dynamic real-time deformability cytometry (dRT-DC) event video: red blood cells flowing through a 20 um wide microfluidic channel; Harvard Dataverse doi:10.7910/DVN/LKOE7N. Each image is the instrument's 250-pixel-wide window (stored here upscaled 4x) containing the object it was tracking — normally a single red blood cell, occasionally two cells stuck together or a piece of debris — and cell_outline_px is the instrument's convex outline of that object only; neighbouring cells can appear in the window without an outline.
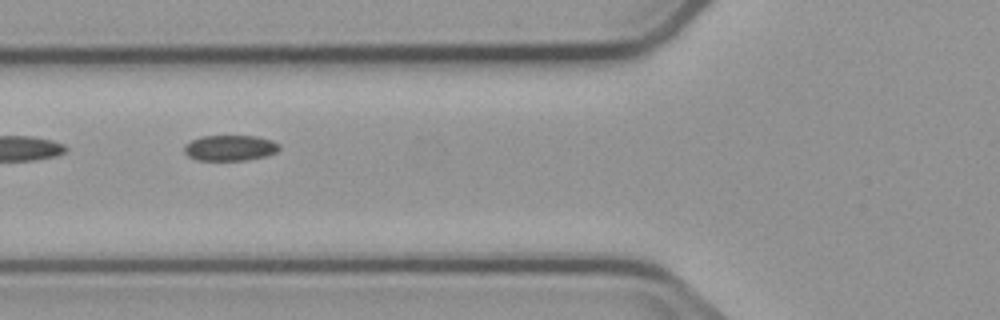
{"species": "common noctule bat (a hibernating species)", "species_latin": "Nyctalus noctula", "temperature_condition": "cold", "stored_images_in_passage": 6, "camera_frame_rate_fps": 3000, "um_per_image_px": 0.085, "animal": {"sex": "male", "body_mass_g": 23.1, "forearm_length_mm": 52.7}, "frame": {"image": 1, "passage_image": 5, "time_ms": 6.333, "image_size_px": [1000, 320], "cell_outline_px": [[280, 148], [276, 152], [264, 156], [248, 160], [196, 160], [188, 156], [184, 152], [184, 144], [200, 136], [256, 136], [272, 140], [280, 144]], "centroid_in_image_um": [19.54, 12.57], "position_along_channel_um": 106.3, "area_um2": 14.28}}
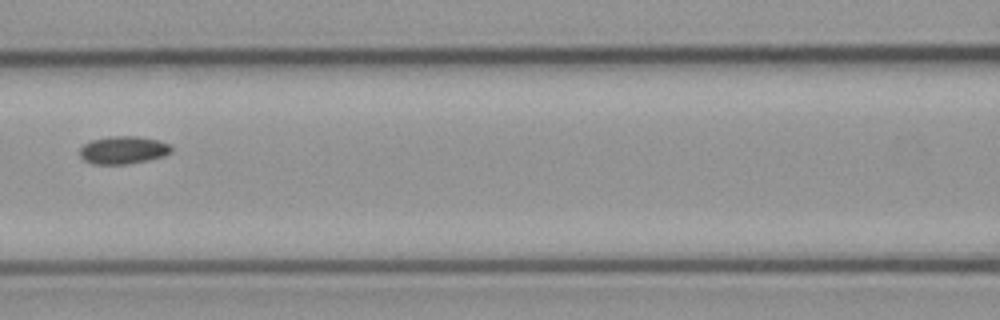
{"frame": {"image": 2, "passage_image": 6, "time_ms": 7.667, "image_size_px": [1000, 320], "cell_outline_px": [[172, 152], [164, 156], [148, 160], [128, 164], [92, 164], [84, 160], [80, 156], [80, 148], [84, 144], [92, 140], [108, 136], [136, 136], [156, 140], [168, 144], [172, 148]], "centroid_in_image_um": [10.46, 12.76], "position_along_channel_um": 156.1, "area_um2": 14.8}}